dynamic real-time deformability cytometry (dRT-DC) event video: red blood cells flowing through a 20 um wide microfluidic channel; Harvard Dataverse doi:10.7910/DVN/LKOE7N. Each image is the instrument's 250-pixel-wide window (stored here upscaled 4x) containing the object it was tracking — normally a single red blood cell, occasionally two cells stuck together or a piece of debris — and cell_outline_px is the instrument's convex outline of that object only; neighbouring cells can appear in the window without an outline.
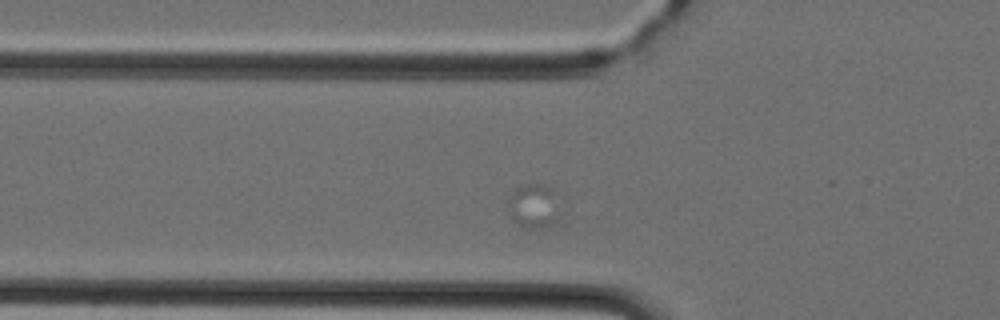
{"species": "Egyptian fruit bat (a non-hibernating species)", "species_latin": "Rousettus aegyptiacus", "temperature_condition": "cold", "stored_images_in_passage": 40, "camera_frame_rate_fps": 3000, "um_per_image_px": 0.085, "animal": {"sex": "female"}, "frame": {"image": 1, "passage_image": 7, "time_ms": 2.0, "image_size_px": [1000, 320], "cell_outline_px": [[560, 216], [556, 220], [540, 228], [524, 228], [516, 224], [512, 220], [508, 212], [504, 200], [508, 192], [516, 188], [528, 184], [544, 184], [552, 188]], "centroid_in_image_um": [45.24, 17.5], "position_along_channel_um": 80.6, "area_um2": 13.76}}
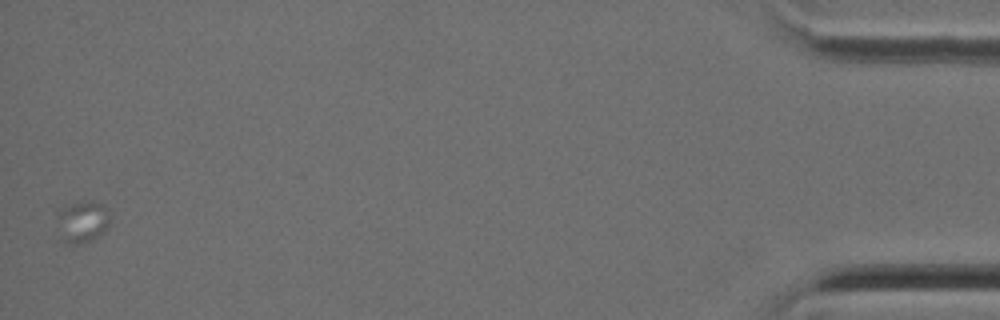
{"frame": {"image": 2, "passage_image": 40, "time_ms": 13.0, "image_size_px": [1000, 320], "cell_outline_px": [[112, 220], [108, 228], [92, 240], [80, 244], [68, 244], [64, 240], [60, 216], [60, 212], [68, 204], [84, 200], [92, 200], [104, 204], [108, 208], [112, 216]], "centroid_in_image_um": [7.17, 18.8], "position_along_channel_um": 428.0, "area_um2": 12.72}}